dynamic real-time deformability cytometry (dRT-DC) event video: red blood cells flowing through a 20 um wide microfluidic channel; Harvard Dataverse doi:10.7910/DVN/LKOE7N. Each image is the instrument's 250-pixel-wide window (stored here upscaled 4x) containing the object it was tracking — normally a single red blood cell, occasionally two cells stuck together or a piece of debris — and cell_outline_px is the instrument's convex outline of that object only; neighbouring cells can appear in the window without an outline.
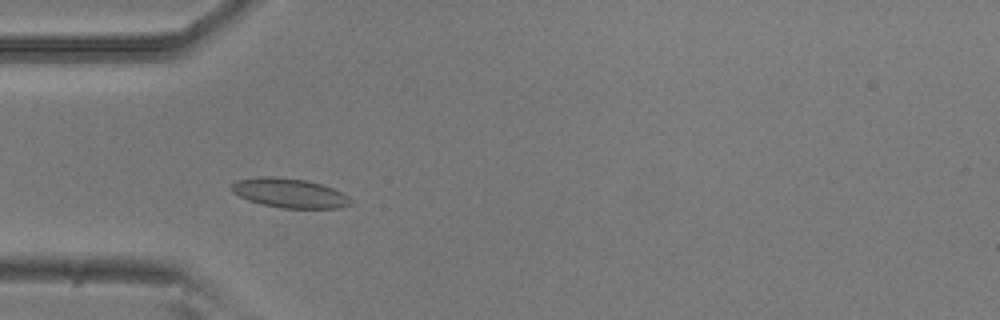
{"species": "common noctule bat (a hibernating species)", "species_latin": "Nyctalus noctula", "temperature_condition": "room temperature", "stored_images_in_passage": 24, "camera_frame_rate_fps": 3000, "um_per_image_px": 0.085, "animal": {"sex": "male", "body_mass_g": 20.5, "forearm_length_mm": 52.5}, "frame": {"image": 1, "passage_image": 13, "time_ms": 4.0, "image_size_px": [1000, 320], "cell_outline_px": [[352, 204], [340, 208], [280, 208], [260, 204], [248, 200], [232, 192], [232, 184], [236, 180], [260, 176], [272, 176], [304, 180], [324, 184], [348, 196], [352, 200]], "centroid_in_image_um": [24.61, 16.41], "position_along_channel_um": 60.4, "area_um2": 20.46}}
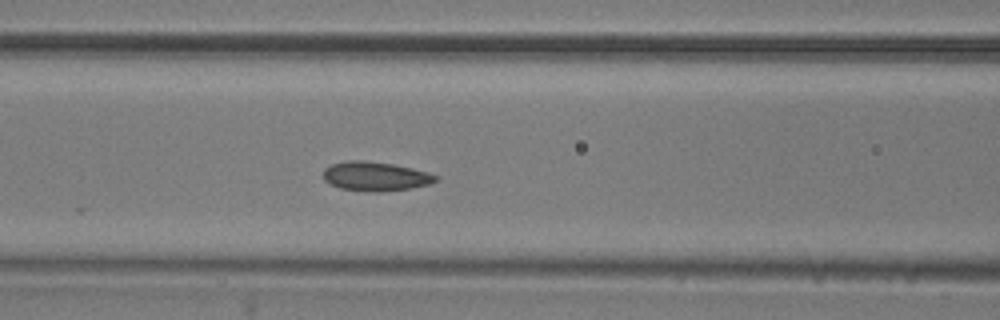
{"frame": {"image": 2, "passage_image": 19, "time_ms": 6.0, "image_size_px": [1000, 320], "cell_outline_px": [[440, 176], [436, 180], [428, 184], [408, 188], [380, 192], [372, 192], [340, 188], [324, 180], [324, 168], [332, 164], [348, 160], [364, 160], [392, 164], [412, 168], [428, 172]], "centroid_in_image_um": [31.9, 14.98], "position_along_channel_um": 134.7, "area_um2": 18.96}}
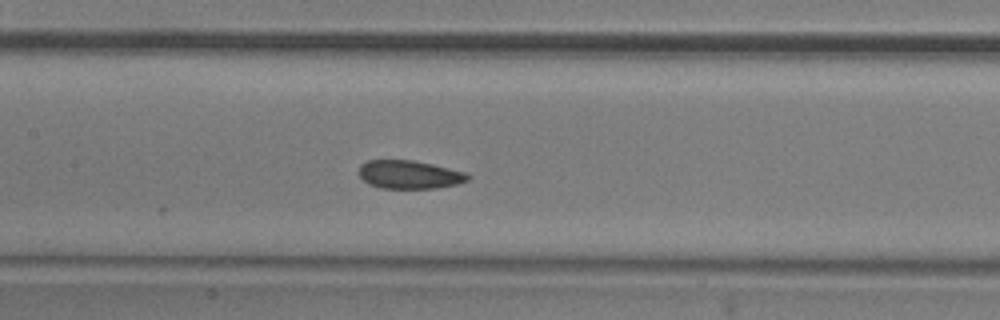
{"frame": {"image": 3, "passage_image": 22, "time_ms": 7.0, "image_size_px": [1000, 320], "cell_outline_px": [[472, 176], [468, 180], [456, 184], [436, 188], [380, 188], [368, 184], [360, 176], [360, 164], [368, 160], [412, 160], [432, 164], [468, 172]], "centroid_in_image_um": [34.83, 14.83], "position_along_channel_um": 172.6, "area_um2": 18.03}}